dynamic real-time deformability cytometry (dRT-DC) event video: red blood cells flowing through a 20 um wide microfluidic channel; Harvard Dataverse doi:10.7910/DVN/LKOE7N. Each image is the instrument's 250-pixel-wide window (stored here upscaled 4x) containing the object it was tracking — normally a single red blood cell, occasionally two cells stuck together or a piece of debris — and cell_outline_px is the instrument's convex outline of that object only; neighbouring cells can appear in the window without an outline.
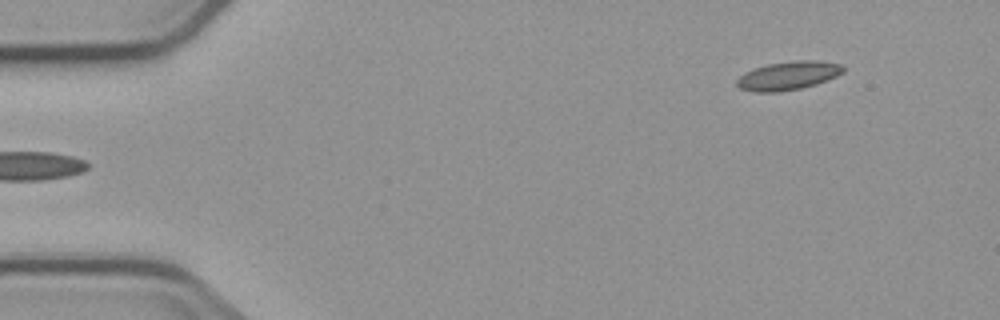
{"species": "common noctule bat (a hibernating species)", "species_latin": "Nyctalus noctula", "temperature_condition": "cold", "stored_images_in_passage": 4, "camera_frame_rate_fps": 3000, "um_per_image_px": 0.085, "animal": {"sex": "male", "body_mass_g": 23.1, "forearm_length_mm": 52.7}, "frame": {"image": 1, "passage_image": 4, "time_ms": 5.333, "image_size_px": [1000, 320], "cell_outline_px": [[844, 72], [836, 76], [816, 84], [800, 88], [780, 92], [752, 92], [740, 88], [736, 84], [736, 80], [744, 72], [768, 64], [796, 60], [820, 60], [840, 64], [844, 68]], "centroid_in_image_um": [66.99, 6.43], "position_along_channel_um": 18.0, "area_um2": 17.69}}